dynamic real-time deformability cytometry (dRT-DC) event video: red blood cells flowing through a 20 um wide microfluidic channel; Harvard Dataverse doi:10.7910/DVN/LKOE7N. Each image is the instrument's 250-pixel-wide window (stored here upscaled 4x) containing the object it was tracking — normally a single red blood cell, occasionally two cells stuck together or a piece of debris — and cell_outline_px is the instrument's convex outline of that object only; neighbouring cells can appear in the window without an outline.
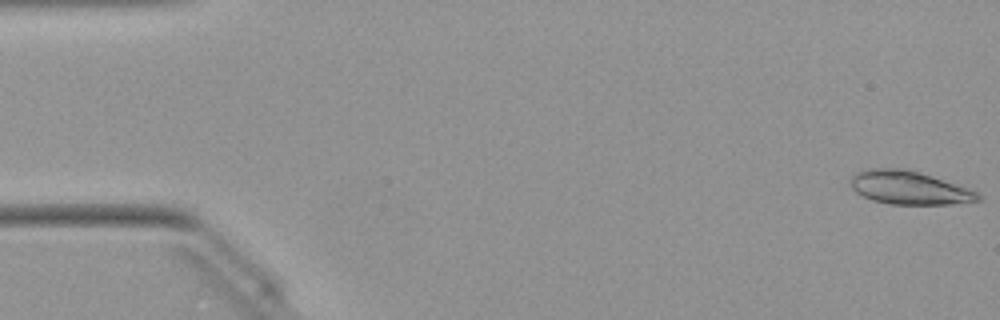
{"species": "Egyptian fruit bat (a non-hibernating species)", "species_latin": "Rousettus aegyptiacus", "temperature_condition": "warm", "stored_images_in_passage": 50, "camera_frame_rate_fps": 3000, "um_per_image_px": 0.085, "animal": {"sex": "female"}, "frame": {"image": 1, "passage_image": 1, "time_ms": 0.0, "image_size_px": [1000, 320], "cell_outline_px": [[984, 200], [952, 204], [892, 204], [872, 200], [856, 192], [852, 188], [852, 176], [856, 172], [872, 168], [904, 168], [920, 172], [968, 188], [976, 192]], "centroid_in_image_um": [77.3, 15.96], "position_along_channel_um": 7.7, "area_um2": 24.57}}
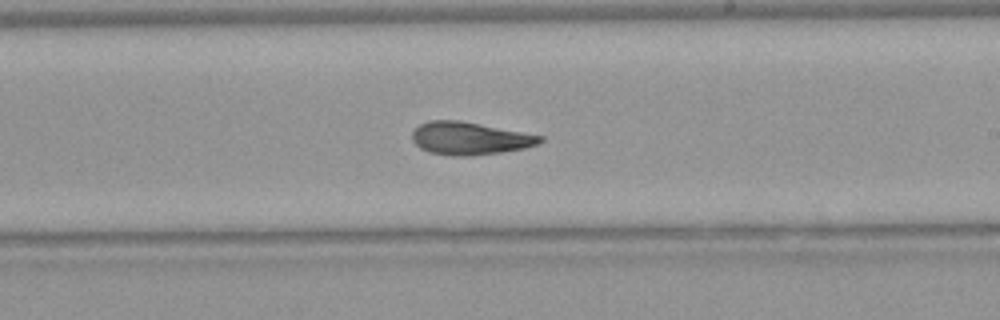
{"frame": {"image": 2, "passage_image": 29, "time_ms": 9.333, "image_size_px": [1000, 320], "cell_outline_px": [[544, 140], [540, 144], [524, 148], [500, 152], [472, 156], [452, 156], [428, 152], [420, 148], [412, 140], [412, 132], [420, 124], [428, 120], [460, 120], [544, 136]], "centroid_in_image_um": [39.93, 11.76], "position_along_channel_um": 249.1, "area_um2": 24.51}}
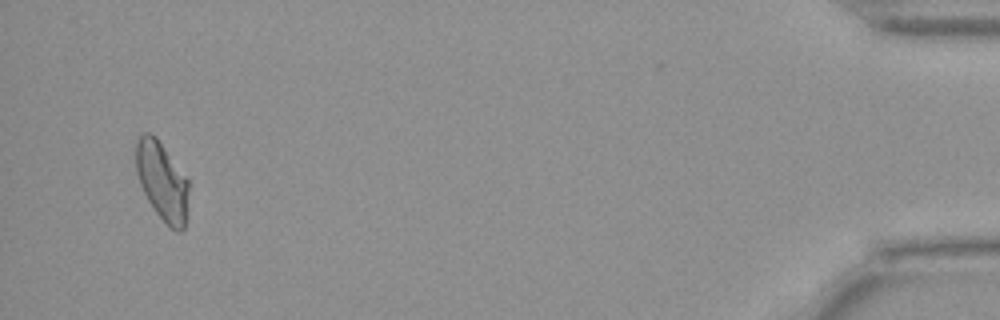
{"frame": {"image": 3, "passage_image": 48, "time_ms": 15.667, "image_size_px": [1000, 320], "cell_outline_px": [[188, 188], [184, 228], [180, 232], [176, 232], [156, 212], [148, 200], [140, 184], [136, 172], [136, 140], [144, 132], [152, 132], [156, 136], [188, 180]], "centroid_in_image_um": [13.75, 15.36], "position_along_channel_um": 421.4, "area_um2": 23.7}, "authors_computed_cell_mechanics": {"area_um2": 24.4494, "velocity_mm_per_s": 4.0616, "shape_relaxation_time_tau1_ms": 8.1104, "shape_relaxation_time_tau2_ms": 2.8376, "deformation_change_tau1": 0.2144, "deformation_change_tau2": 0.0848}}